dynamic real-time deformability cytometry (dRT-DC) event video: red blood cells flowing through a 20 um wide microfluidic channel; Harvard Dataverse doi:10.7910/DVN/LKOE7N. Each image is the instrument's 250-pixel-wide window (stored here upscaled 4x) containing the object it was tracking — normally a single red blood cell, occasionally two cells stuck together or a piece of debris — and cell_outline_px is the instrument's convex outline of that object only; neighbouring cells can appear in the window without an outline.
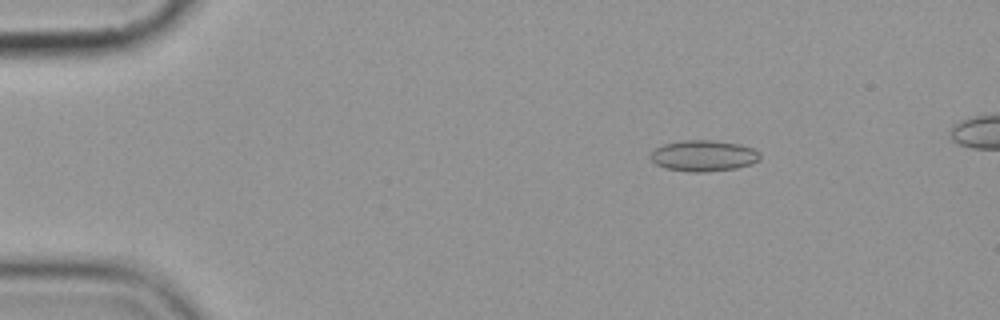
{"species": "common noctule bat (a hibernating species)", "species_latin": "Nyctalus noctula", "temperature_condition": "cold", "stored_images_in_passage": 7, "camera_frame_rate_fps": 3000, "um_per_image_px": 0.085, "animal": {"sex": "female", "body_mass_g": 19.9}, "frame": {"image": 1, "passage_image": 2, "time_ms": 1.0, "image_size_px": [1000, 320], "cell_outline_px": [[760, 160], [752, 164], [736, 168], [704, 172], [688, 172], [664, 168], [656, 164], [648, 156], [656, 148], [664, 144], [684, 140], [712, 140], [740, 144], [752, 148], [760, 152]], "centroid_in_image_um": [59.81, 13.24], "position_along_channel_um": 25.2, "area_um2": 19.94}}
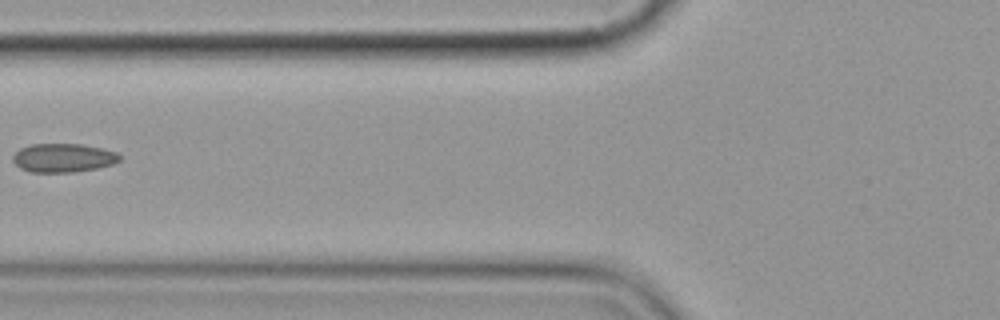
{"frame": {"image": 2, "passage_image": 6, "time_ms": 5.667, "image_size_px": [1000, 320], "cell_outline_px": [[120, 160], [112, 164], [96, 168], [72, 172], [32, 172], [20, 168], [12, 160], [12, 156], [20, 148], [32, 144], [80, 144], [100, 148], [116, 152], [120, 156]], "centroid_in_image_um": [5.35, 13.41], "position_along_channel_um": 120.5, "area_um2": 17.69}}
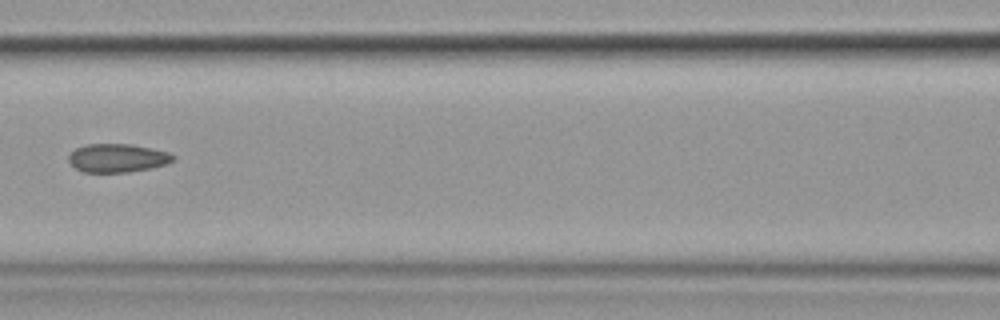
{"frame": {"image": 3, "passage_image": 7, "time_ms": 6.667, "image_size_px": [1000, 320], "cell_outline_px": [[176, 156], [172, 160], [164, 164], [152, 168], [128, 172], [84, 172], [76, 168], [68, 160], [68, 156], [76, 148], [88, 144], [132, 144], [168, 152]], "centroid_in_image_um": [9.97, 13.43], "position_along_channel_um": 156.6, "area_um2": 17.17}}